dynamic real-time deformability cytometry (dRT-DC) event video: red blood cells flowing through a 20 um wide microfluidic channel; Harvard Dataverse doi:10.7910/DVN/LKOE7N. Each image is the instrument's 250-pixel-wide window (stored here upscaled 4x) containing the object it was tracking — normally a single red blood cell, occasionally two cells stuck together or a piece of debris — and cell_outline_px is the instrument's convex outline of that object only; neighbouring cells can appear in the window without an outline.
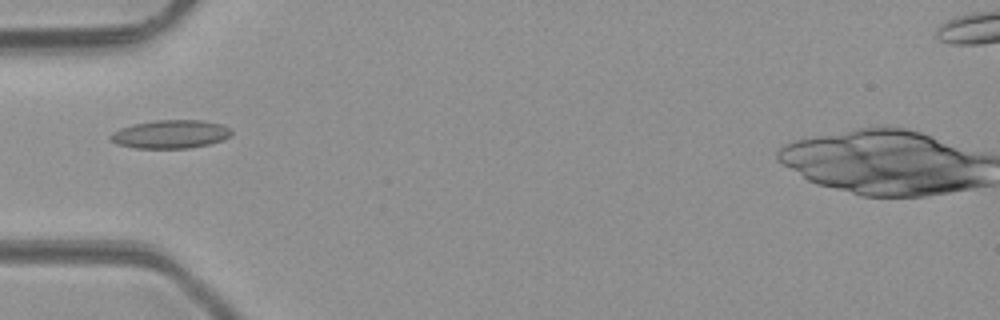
{"species": "common noctule bat (a hibernating species)", "species_latin": "Nyctalus noctula", "temperature_condition": "room temperature", "stored_images_in_passage": 1, "camera_frame_rate_fps": 3000, "um_per_image_px": 0.085, "animal": {"sex": "male", "body_mass_g": 23.1, "forearm_length_mm": 52.7}, "frame": {"image": 1, "passage_image": 1, "time_ms": 0.0, "image_size_px": [1000, 320], "cell_outline_px": [[232, 136], [224, 140], [208, 144], [188, 148], [136, 148], [120, 144], [112, 140], [108, 136], [112, 132], [120, 128], [136, 124], [156, 120], [200, 120], [220, 124], [232, 128]], "centroid_in_image_um": [14.55, 11.4], "position_along_channel_um": 70.5, "area_um2": 19.88}}